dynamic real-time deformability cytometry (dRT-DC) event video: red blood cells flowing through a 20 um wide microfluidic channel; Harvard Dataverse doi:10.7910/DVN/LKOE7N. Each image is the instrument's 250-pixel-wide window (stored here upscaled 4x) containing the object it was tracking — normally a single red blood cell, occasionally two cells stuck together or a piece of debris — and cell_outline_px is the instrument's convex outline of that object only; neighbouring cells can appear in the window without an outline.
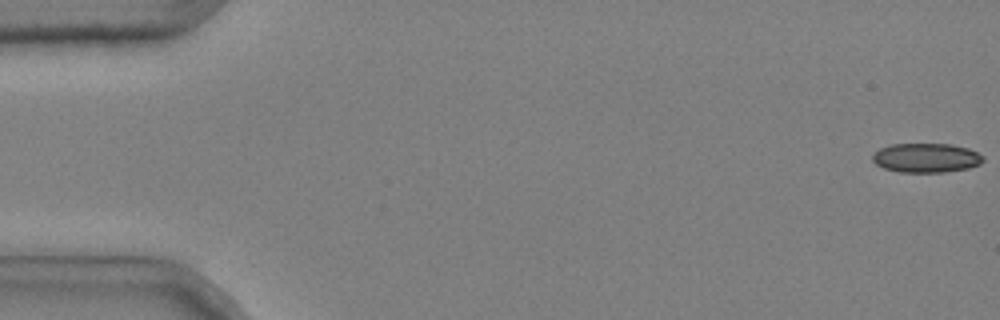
{"species": "common noctule bat (a hibernating species)", "species_latin": "Nyctalus noctula", "temperature_condition": "cold", "stored_images_in_passage": 51, "camera_frame_rate_fps": 3000, "um_per_image_px": 0.085, "animal": {"sex": "male", "body_mass_g": 20.4}, "frame": {"image": 1, "passage_image": 1, "time_ms": 0.0, "image_size_px": [1000, 320], "cell_outline_px": [[984, 160], [980, 164], [968, 168], [944, 172], [900, 172], [884, 168], [876, 164], [872, 160], [872, 156], [880, 148], [892, 144], [952, 144], [968, 148], [984, 156]], "centroid_in_image_um": [78.74, 13.41], "position_along_channel_um": 6.3, "area_um2": 18.84}}
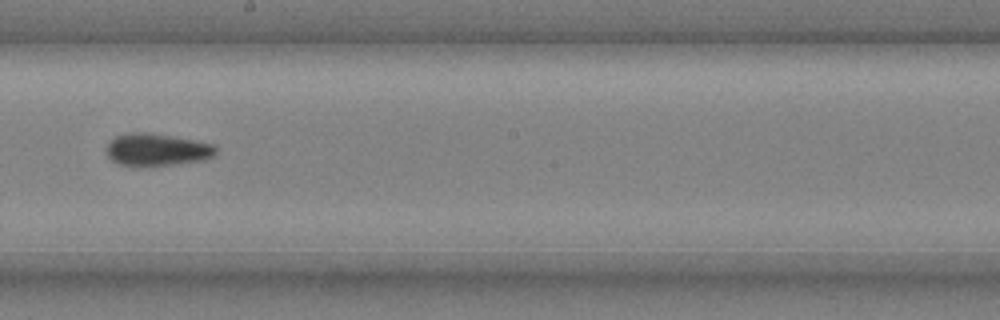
{"frame": {"image": 2, "passage_image": 31, "time_ms": 10.0, "image_size_px": [1000, 320], "cell_outline_px": [[216, 152], [212, 156], [204, 160], [152, 168], [132, 168], [120, 164], [112, 160], [108, 156], [104, 148], [116, 136], [132, 132], [148, 132], [172, 136], [216, 144]], "centroid_in_image_um": [13.31, 12.77], "position_along_channel_um": 234.9, "area_um2": 21.39}}
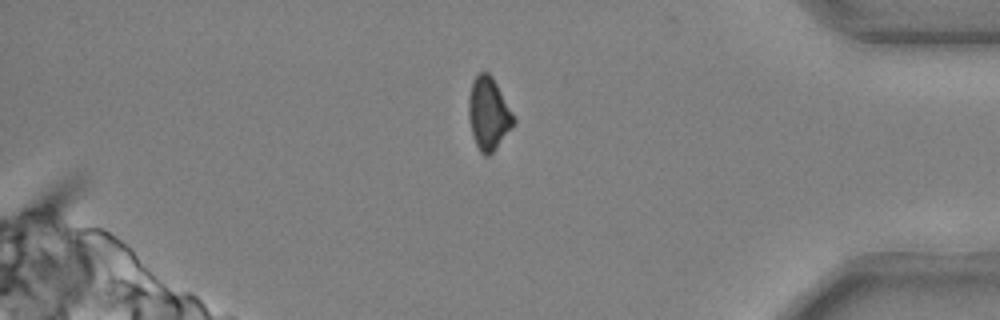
{"frame": {"image": 3, "passage_image": 46, "time_ms": 15.0, "image_size_px": [1000, 320], "cell_outline_px": [[516, 120], [496, 148], [488, 156], [484, 156], [480, 152], [472, 136], [468, 116], [468, 96], [472, 80], [480, 72], [488, 72], [492, 76], [512, 112]], "centroid_in_image_um": [41.49, 9.65], "position_along_channel_um": 393.7, "area_um2": 18.9}, "authors_computed_cell_mechanics": {"area_um2": 19.941, "velocity_mm_per_s": 3.7017, "shape_relaxation_time_tau1_ms": null, "shape_relaxation_time_tau2_ms": 7.4228, "deformation_change_tau1": null, "deformation_change_tau2": 0.1147}}